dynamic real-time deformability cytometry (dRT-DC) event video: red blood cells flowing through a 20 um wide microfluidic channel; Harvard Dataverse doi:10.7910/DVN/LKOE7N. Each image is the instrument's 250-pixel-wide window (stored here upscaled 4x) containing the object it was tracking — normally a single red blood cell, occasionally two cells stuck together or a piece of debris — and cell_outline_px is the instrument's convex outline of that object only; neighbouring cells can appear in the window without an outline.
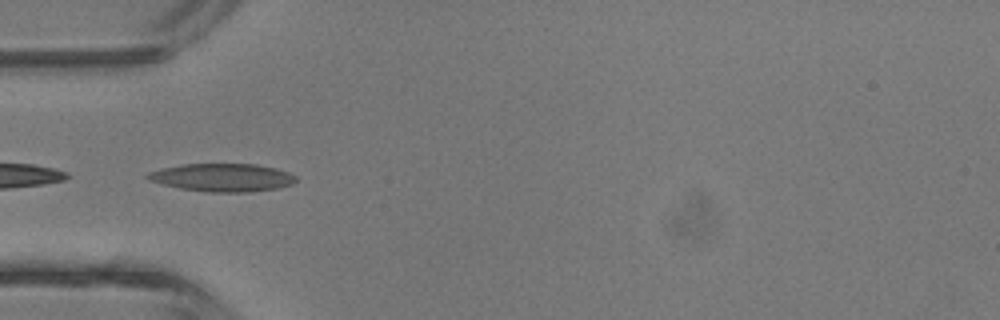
{"species": "common noctule bat (a hibernating species)", "species_latin": "Nyctalus noctula", "temperature_condition": "room temperature", "stored_images_in_passage": 2, "camera_frame_rate_fps": 3000, "um_per_image_px": 0.085, "animal": {"sex": "male", "body_mass_g": 13.3}, "frame": {"image": 1, "passage_image": 2, "time_ms": 1.0, "image_size_px": [1000, 320], "cell_outline_px": [[296, 180], [292, 184], [276, 188], [248, 192], [208, 192], [180, 188], [148, 180], [144, 176], [148, 172], [164, 168], [184, 164], [256, 164], [276, 168], [288, 172], [296, 176]], "centroid_in_image_um": [18.9, 15.08], "position_along_channel_um": 66.1, "area_um2": 24.04}}